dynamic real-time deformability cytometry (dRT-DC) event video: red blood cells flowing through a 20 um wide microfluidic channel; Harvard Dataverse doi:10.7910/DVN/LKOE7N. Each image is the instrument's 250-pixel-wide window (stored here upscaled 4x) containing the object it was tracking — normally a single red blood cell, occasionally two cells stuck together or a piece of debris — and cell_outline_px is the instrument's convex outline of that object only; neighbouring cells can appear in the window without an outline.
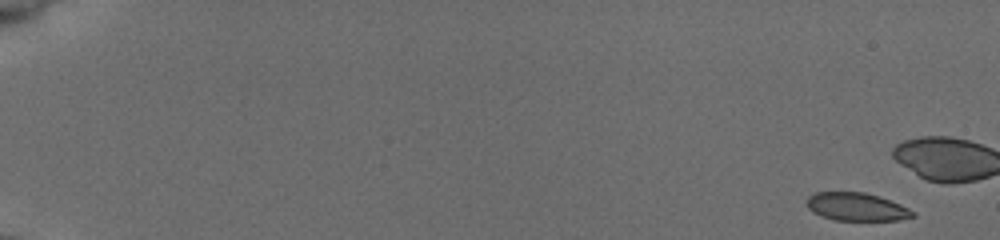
{"species": "common noctule bat (a hibernating species)", "species_latin": "Nyctalus noctula", "temperature_condition": "cold", "stored_images_in_passage": 19, "camera_frame_rate_fps": 3000, "um_per_image_px": 0.085, "animal": {"sex": "female", "body_mass_g": 19.5, "forearm_length_mm": 54.1}, "frame": {"image": 1, "passage_image": 1, "time_ms": 0.0, "image_size_px": [1000, 240], "cell_outline_px": [[916, 216], [900, 220], [832, 220], [820, 216], [812, 212], [808, 208], [808, 196], [816, 192], [864, 192], [880, 196], [900, 204], [916, 212]], "centroid_in_image_um": [72.83, 17.58], "position_along_channel_um": 12.2, "area_um2": 17.46}}
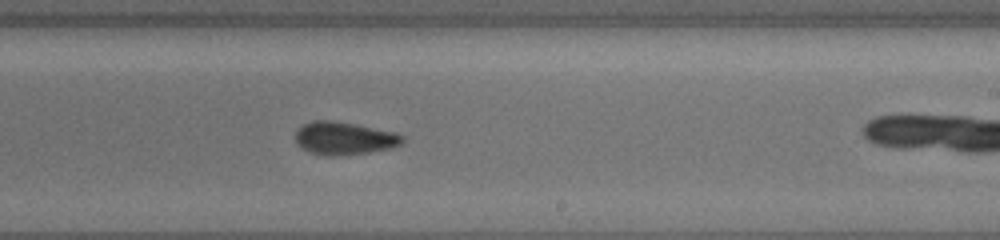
{"frame": {"image": 2, "passage_image": 12, "time_ms": 3.667, "image_size_px": [1000, 240], "cell_outline_px": [[404, 140], [400, 144], [388, 148], [368, 152], [340, 156], [324, 156], [308, 152], [300, 148], [296, 144], [296, 132], [304, 124], [312, 120], [332, 120], [356, 124], [396, 132], [404, 136]], "centroid_in_image_um": [29.22, 11.76], "position_along_channel_um": 259.8, "area_um2": 20.63}}
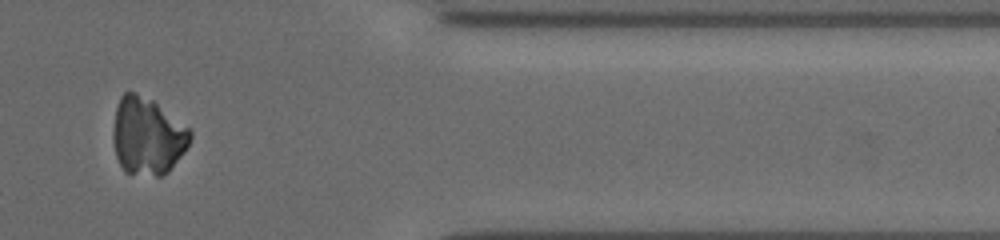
{"frame": {"image": 3, "passage_image": 17, "time_ms": 5.333, "image_size_px": [1000, 240], "cell_outline_px": [[192, 136], [184, 152], [168, 172], [160, 176], [156, 176], [124, 172], [116, 156], [112, 136], [112, 132], [116, 108], [120, 96], [124, 92], [132, 92], [152, 100], [188, 128], [192, 132]], "centroid_in_image_um": [12.51, 11.58], "position_along_channel_um": 398.9, "area_um2": 34.39}}